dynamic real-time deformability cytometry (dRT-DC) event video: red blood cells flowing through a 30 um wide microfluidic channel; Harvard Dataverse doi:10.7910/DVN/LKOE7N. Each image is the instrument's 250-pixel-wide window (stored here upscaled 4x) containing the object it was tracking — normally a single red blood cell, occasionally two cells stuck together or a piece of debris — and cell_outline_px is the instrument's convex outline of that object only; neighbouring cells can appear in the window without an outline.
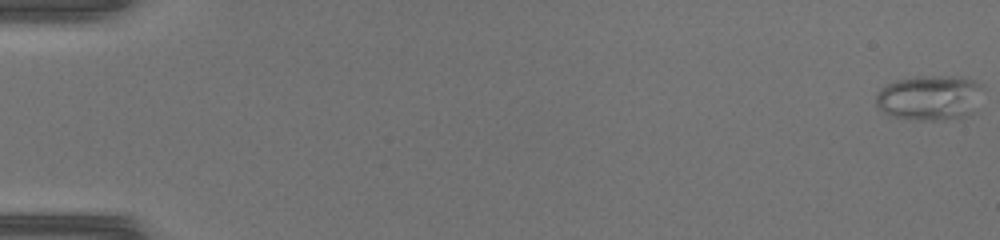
{"species": "common noctule bat (a hibernating species)", "species_latin": "Nyctalus noctula", "temperature_condition": "warm", "stored_images_in_passage": 47, "camera_frame_rate_fps": 3000, "um_per_image_px": 0.085, "animal": {"sex": "female", "body_mass_g": 17.0, "forearm_length_mm": 48.0}, "frame": {"image": 1, "passage_image": 1, "time_ms": 0.0, "image_size_px": [1000, 240], "cell_outline_px": [[984, 88], [976, 112], [972, 116], [964, 120], [908, 120], [888, 116], [876, 104], [876, 92], [880, 88], [896, 80], [916, 76], [960, 76], [984, 84]], "centroid_in_image_um": [79.11, 8.34], "position_along_channel_um": 5.9, "area_um2": 29.42}}
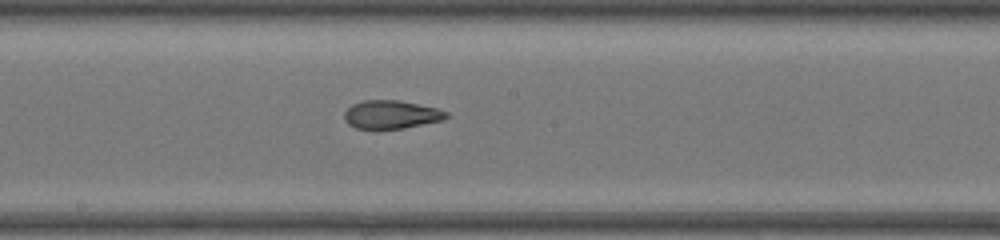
{"frame": {"image": 2, "passage_image": 27, "time_ms": 8.667, "image_size_px": [1000, 240], "cell_outline_px": [[452, 116], [440, 120], [404, 128], [356, 128], [348, 124], [344, 120], [344, 112], [352, 104], [364, 100], [400, 100], [436, 108], [448, 112]], "centroid_in_image_um": [33.25, 9.72], "position_along_channel_um": 215.0, "area_um2": 16.7}}
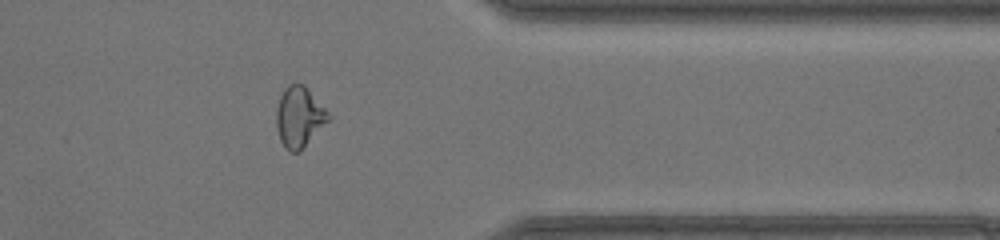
{"frame": {"image": 3, "passage_image": 39, "time_ms": 12.667, "image_size_px": [1000, 240], "cell_outline_px": [[332, 116], [300, 152], [292, 152], [284, 148], [280, 140], [276, 128], [276, 108], [280, 96], [284, 88], [288, 84], [304, 84]], "centroid_in_image_um": [25.42, 9.95], "position_along_channel_um": 386.0, "area_um2": 18.44}}